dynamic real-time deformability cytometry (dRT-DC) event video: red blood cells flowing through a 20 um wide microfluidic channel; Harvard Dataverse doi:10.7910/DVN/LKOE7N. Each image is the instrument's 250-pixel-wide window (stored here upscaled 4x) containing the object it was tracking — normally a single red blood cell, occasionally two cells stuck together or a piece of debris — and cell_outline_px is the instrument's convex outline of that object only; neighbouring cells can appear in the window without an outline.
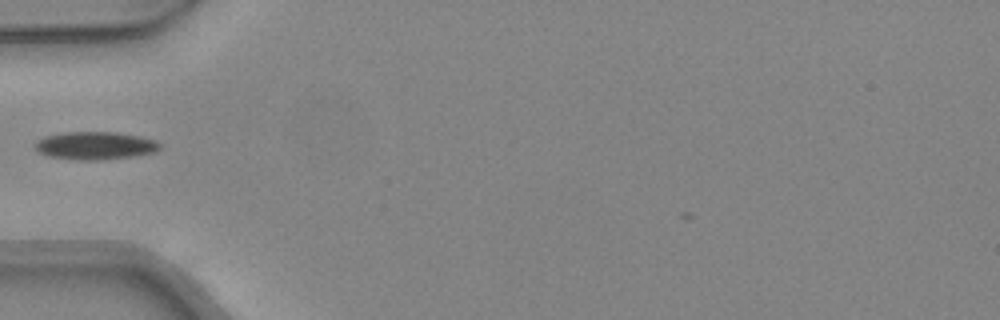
{"species": "common noctule bat (a hibernating species)", "species_latin": "Nyctalus noctula", "temperature_condition": "warm", "stored_images_in_passage": 38, "camera_frame_rate_fps": 3000, "um_per_image_px": 0.085, "animal": {"sex": "female", "body_mass_g": 24.6, "forearm_length_mm": 56.2}, "frame": {"image": 1, "passage_image": 7, "time_ms": 2.0, "image_size_px": [1000, 320], "cell_outline_px": [[160, 148], [156, 152], [132, 156], [104, 160], [76, 160], [48, 156], [40, 152], [36, 148], [36, 140], [44, 136], [64, 132], [116, 132], [140, 136], [156, 140], [160, 144]], "centroid_in_image_um": [8.1, 12.37], "position_along_channel_um": 76.9, "area_um2": 20.35}}
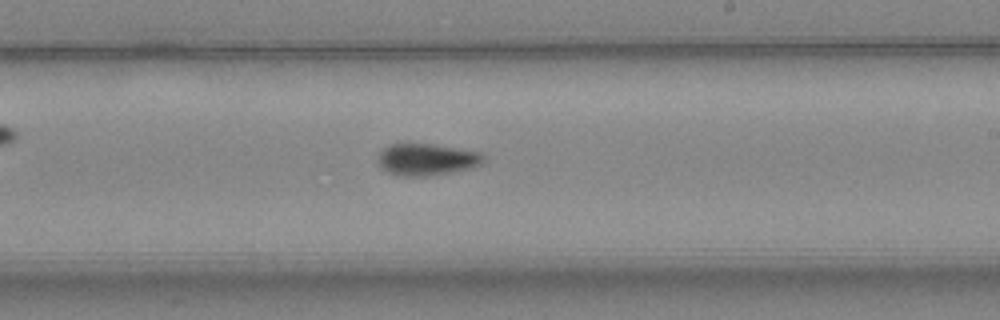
{"frame": {"image": 2, "passage_image": 19, "time_ms": 6.0, "image_size_px": [1000, 320], "cell_outline_px": [[484, 160], [480, 164], [472, 168], [424, 176], [396, 176], [380, 168], [376, 160], [380, 152], [388, 144], [432, 144], [484, 152]], "centroid_in_image_um": [36.24, 13.55], "position_along_channel_um": 252.8, "area_um2": 19.71}}
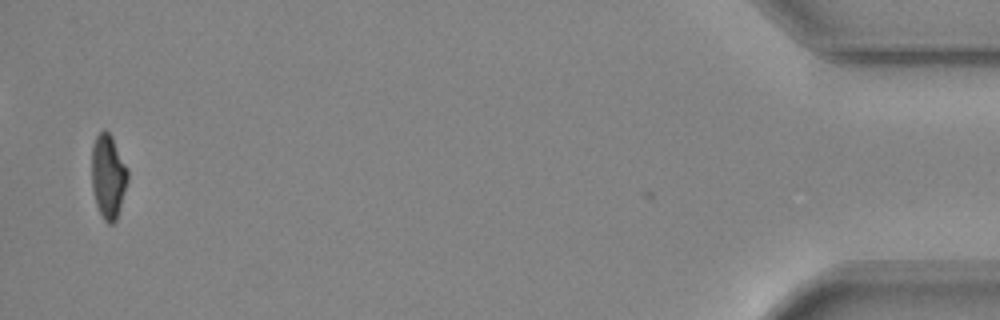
{"frame": {"image": 3, "passage_image": 37, "time_ms": 12.0, "image_size_px": [1000, 320], "cell_outline_px": [[128, 180], [116, 220], [112, 224], [108, 224], [104, 220], [96, 204], [92, 188], [92, 144], [96, 136], [104, 128], [112, 136], [128, 168]], "centroid_in_image_um": [9.2, 14.96], "position_along_channel_um": 426.0, "area_um2": 17.69}, "authors_computed_cell_mechanics": {"area_um2": 19.0162, "velocity_mm_per_s": 4.371, "shape_relaxation_time_tau1_ms": 6.2507, "shape_relaxation_time_tau2_ms": 3.834, "deformation_change_tau1": 0.1748, "deformation_change_tau2": 0.0759}}